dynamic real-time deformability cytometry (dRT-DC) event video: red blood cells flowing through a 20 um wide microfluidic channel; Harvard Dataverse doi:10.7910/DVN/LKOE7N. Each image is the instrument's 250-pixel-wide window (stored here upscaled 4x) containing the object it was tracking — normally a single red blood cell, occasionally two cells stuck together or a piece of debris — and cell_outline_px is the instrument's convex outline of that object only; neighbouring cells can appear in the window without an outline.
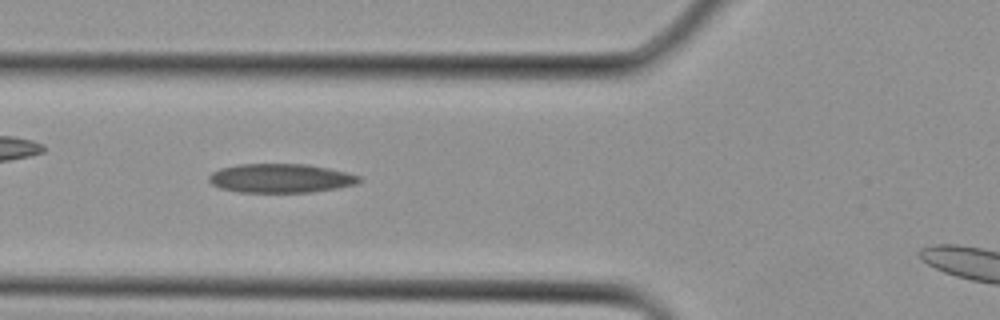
{"species": "Egyptian fruit bat (a non-hibernating species)", "species_latin": "Rousettus aegyptiacus", "temperature_condition": "cold", "stored_images_in_passage": 27, "camera_frame_rate_fps": 3000, "um_per_image_px": 0.085, "animal": {"sex": "female"}, "frame": {"image": 1, "passage_image": 10, "time_ms": 3.0, "image_size_px": [1000, 320], "cell_outline_px": [[360, 180], [356, 184], [336, 188], [312, 192], [240, 192], [220, 188], [212, 184], [208, 180], [208, 176], [212, 172], [220, 168], [240, 164], [308, 164], [348, 172], [360, 176]], "centroid_in_image_um": [23.85, 15.14], "position_along_channel_um": 102.0, "area_um2": 25.37}}
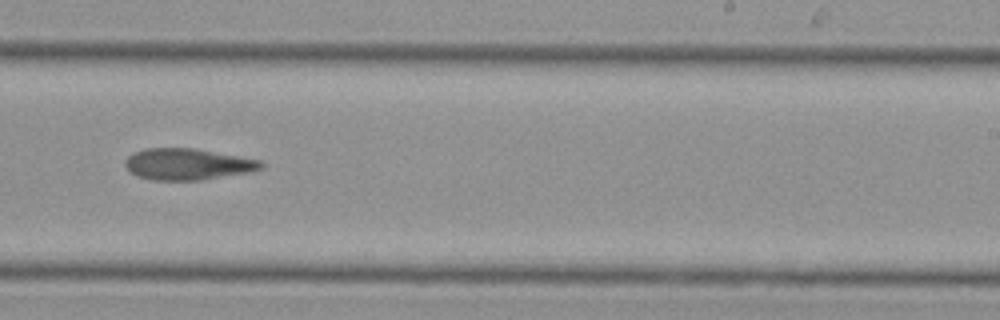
{"frame": {"image": 2, "passage_image": 18, "time_ms": 5.667, "image_size_px": [1000, 320], "cell_outline_px": [[264, 168], [248, 172], [200, 180], [152, 180], [136, 176], [124, 164], [124, 160], [132, 152], [144, 148], [196, 148], [260, 160], [264, 164]], "centroid_in_image_um": [15.92, 13.94], "position_along_channel_um": 273.1, "area_um2": 24.91}}
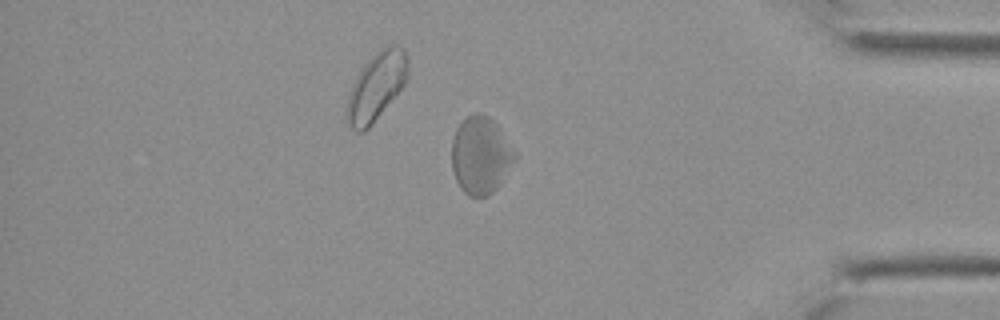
{"frame": {"image": 3, "passage_image": 25, "time_ms": 8.0, "image_size_px": [1000, 320], "cell_outline_px": [[516, 160], [496, 188], [488, 196], [468, 196], [460, 188], [456, 180], [452, 168], [452, 140], [456, 128], [468, 116], [476, 112], [480, 112], [488, 116], [496, 124], [516, 152]], "centroid_in_image_um": [40.84, 13.2], "position_along_channel_um": 394.4, "area_um2": 28.26}}